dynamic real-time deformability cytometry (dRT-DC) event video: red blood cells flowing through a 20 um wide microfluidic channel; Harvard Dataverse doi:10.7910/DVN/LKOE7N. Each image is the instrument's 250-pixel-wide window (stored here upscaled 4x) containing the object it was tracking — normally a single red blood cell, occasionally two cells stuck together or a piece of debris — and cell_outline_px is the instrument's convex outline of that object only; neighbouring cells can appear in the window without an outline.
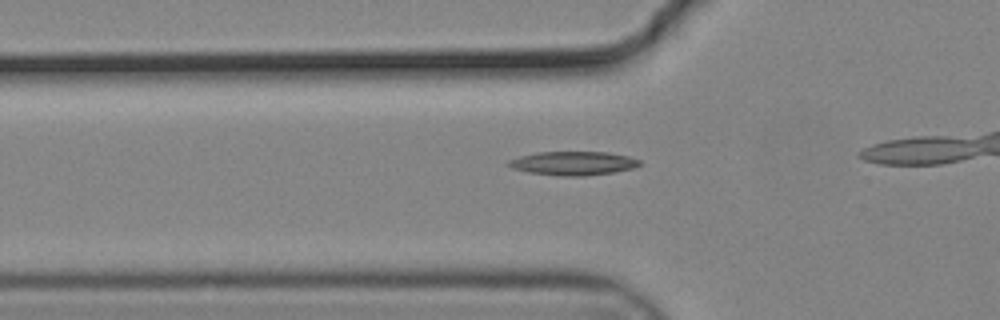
{"species": "common noctule bat (a hibernating species)", "species_latin": "Nyctalus noctula", "temperature_condition": "cold", "stored_images_in_passage": 29, "camera_frame_rate_fps": 3000, "um_per_image_px": 0.085, "animal": {"sex": "male", "body_mass_g": 19.2, "forearm_length_mm": 51.8}, "frame": {"image": 1, "passage_image": 4, "time_ms": 1.0, "image_size_px": [1000, 320], "cell_outline_px": [[640, 164], [632, 168], [616, 172], [584, 176], [560, 176], [528, 172], [512, 168], [504, 164], [508, 160], [520, 156], [536, 152], [608, 152], [628, 156], [640, 160]], "centroid_in_image_um": [48.68, 13.88], "position_along_channel_um": 77.1, "area_um2": 18.26}}
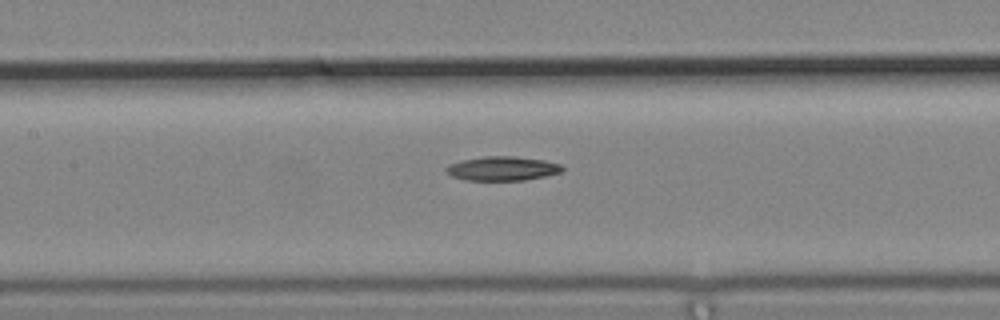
{"frame": {"image": 2, "passage_image": 11, "time_ms": 3.333, "image_size_px": [1000, 320], "cell_outline_px": [[564, 168], [560, 172], [544, 176], [524, 180], [464, 180], [452, 176], [444, 172], [444, 168], [448, 164], [460, 160], [484, 156], [512, 156], [544, 160], [560, 164]], "centroid_in_image_um": [42.63, 14.32], "position_along_channel_um": 164.8, "area_um2": 16.42}}
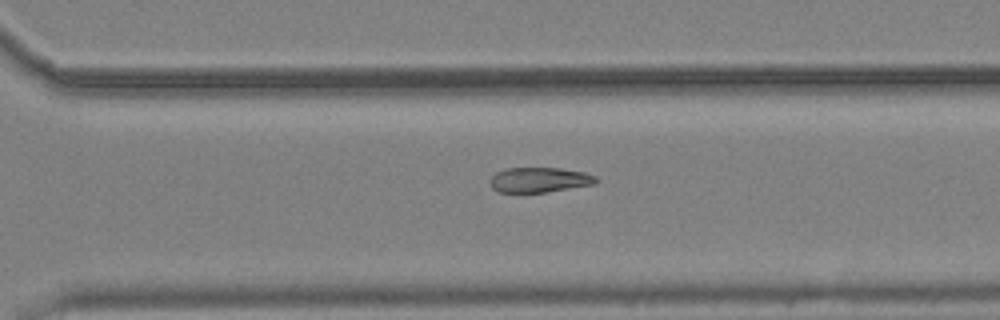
{"frame": {"image": 3, "passage_image": 24, "time_ms": 7.667, "image_size_px": [1000, 320], "cell_outline_px": [[596, 184], [544, 192], [500, 192], [492, 188], [488, 184], [488, 180], [496, 172], [504, 168], [560, 168], [584, 172], [596, 176]], "centroid_in_image_um": [45.8, 15.28], "position_along_channel_um": 324.8, "area_um2": 15.49}}